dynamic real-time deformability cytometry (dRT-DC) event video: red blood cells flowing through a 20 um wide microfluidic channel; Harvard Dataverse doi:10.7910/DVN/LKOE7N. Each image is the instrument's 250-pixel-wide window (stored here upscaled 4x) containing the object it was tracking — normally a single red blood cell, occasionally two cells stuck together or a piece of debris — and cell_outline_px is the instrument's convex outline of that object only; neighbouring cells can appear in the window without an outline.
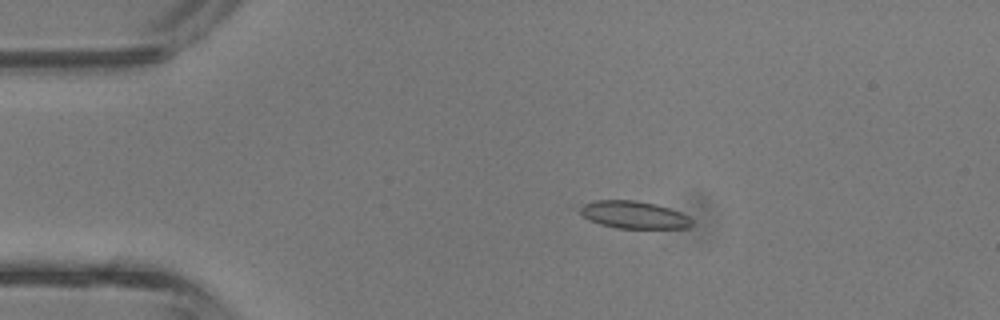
{"species": "common noctule bat (a hibernating species)", "species_latin": "Nyctalus noctula", "temperature_condition": "room temperature", "stored_images_in_passage": 3, "camera_frame_rate_fps": 3000, "um_per_image_px": 0.085, "animal": {"sex": "male", "body_mass_g": 13.3}, "frame": {"image": 1, "passage_image": 2, "time_ms": 0.333, "image_size_px": [1000, 320], "cell_outline_px": [[692, 224], [688, 228], [664, 232], [616, 228], [600, 224], [576, 212], [576, 208], [584, 204], [596, 200], [636, 200], [656, 204], [680, 212], [688, 216], [692, 220]], "centroid_in_image_um": [53.95, 18.32], "position_along_channel_um": 31.1, "area_um2": 18.96}}